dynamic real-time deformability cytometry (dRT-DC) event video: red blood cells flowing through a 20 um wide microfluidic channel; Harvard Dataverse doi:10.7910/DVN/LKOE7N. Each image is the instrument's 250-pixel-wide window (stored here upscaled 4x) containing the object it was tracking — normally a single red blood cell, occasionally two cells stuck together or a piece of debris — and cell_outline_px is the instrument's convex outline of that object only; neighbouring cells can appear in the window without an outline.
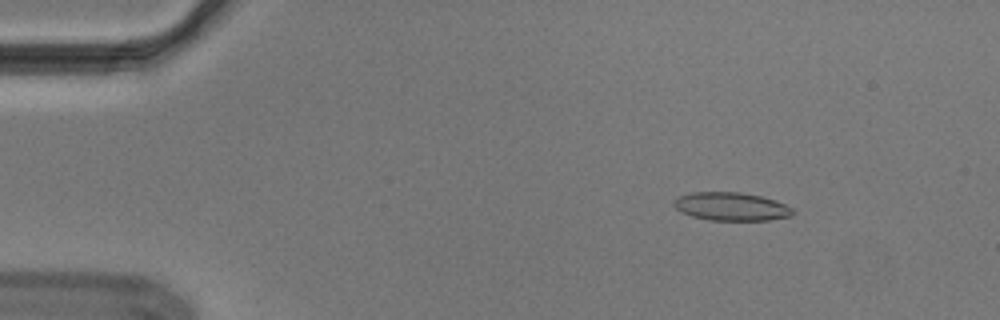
{"species": "Egyptian fruit bat (a non-hibernating species)", "species_latin": "Rousettus aegyptiacus", "temperature_condition": "cold", "stored_images_in_passage": 55, "camera_frame_rate_fps": 3000, "um_per_image_px": 0.085, "animal": {"sex": "male"}, "frame": {"image": 1, "passage_image": 8, "time_ms": 2.333, "image_size_px": [1000, 320], "cell_outline_px": [[792, 216], [768, 220], [708, 220], [692, 216], [680, 212], [672, 204], [680, 196], [692, 192], [740, 192], [760, 196], [784, 204], [792, 208]], "centroid_in_image_um": [62.12, 17.56], "position_along_channel_um": 22.9, "area_um2": 19.36}}
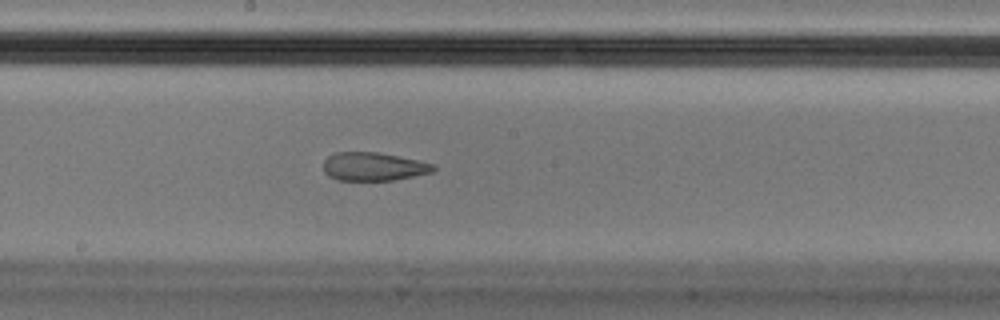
{"frame": {"image": 2, "passage_image": 30, "time_ms": 9.667, "image_size_px": [1000, 320], "cell_outline_px": [[436, 168], [432, 172], [392, 180], [336, 180], [328, 176], [324, 172], [324, 160], [328, 156], [336, 152], [376, 152], [436, 164]], "centroid_in_image_um": [31.72, 14.16], "position_along_channel_um": 216.5, "area_um2": 18.03}}
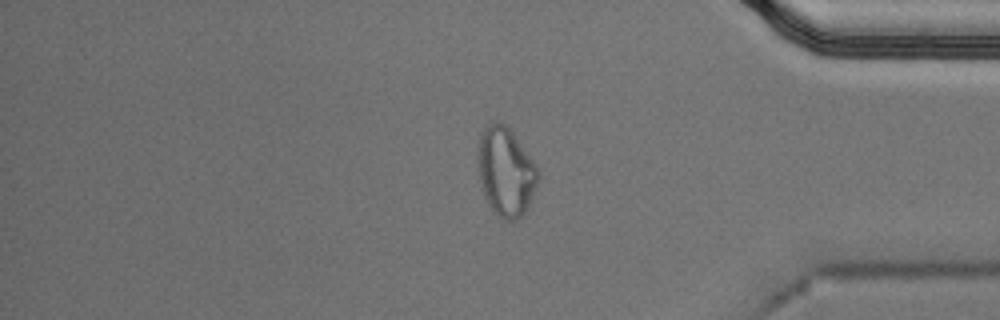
{"frame": {"image": 3, "passage_image": 46, "time_ms": 15.0, "image_size_px": [1000, 320], "cell_outline_px": [[540, 180], [528, 208], [516, 220], [504, 220], [496, 216], [488, 204], [480, 180], [476, 164], [476, 156], [480, 132], [484, 124], [492, 120], [496, 120], [508, 124], [536, 164], [540, 172]], "centroid_in_image_um": [42.98, 14.53], "position_along_channel_um": 392.2, "area_um2": 32.31}, "authors_computed_cell_mechanics": {"area_um2": 20.2878, "velocity_mm_per_s": 3.687, "shape_relaxation_time_tau1_ms": null, "shape_relaxation_time_tau2_ms": 1.9309, "deformation_change_tau1": null, "deformation_change_tau2": 0.0945}}